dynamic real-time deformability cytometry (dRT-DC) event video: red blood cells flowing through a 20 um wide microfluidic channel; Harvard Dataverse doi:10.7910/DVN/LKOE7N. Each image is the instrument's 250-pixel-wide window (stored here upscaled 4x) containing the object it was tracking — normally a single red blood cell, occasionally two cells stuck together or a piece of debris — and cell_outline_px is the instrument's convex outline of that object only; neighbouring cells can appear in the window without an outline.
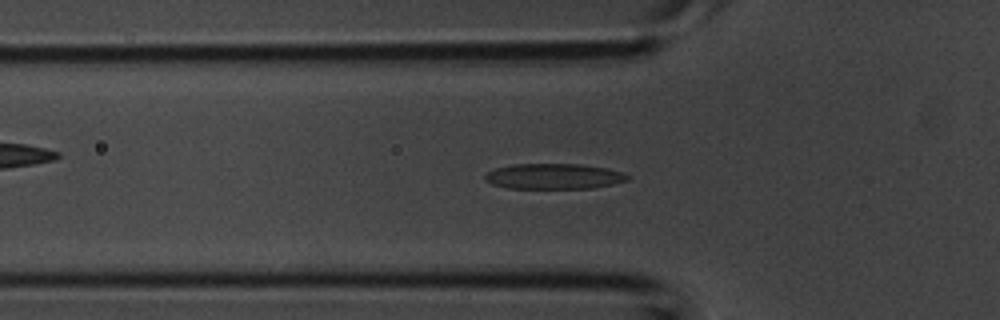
{"species": "common noctule bat (a hibernating species)", "species_latin": "Nyctalus noctula", "temperature_condition": "room temperature", "stored_images_in_passage": 42, "camera_frame_rate_fps": 3000, "um_per_image_px": 0.085, "animal": {"sex": "male", "body_mass_g": 20.1, "forearm_length_mm": 53.5}, "frame": {"image": 1, "passage_image": 13, "time_ms": 4.0, "image_size_px": [1000, 320], "cell_outline_px": [[628, 180], [612, 184], [592, 188], [508, 188], [492, 184], [484, 180], [484, 176], [488, 172], [496, 168], [512, 164], [580, 164], [608, 168], [620, 172], [628, 176]], "centroid_in_image_um": [47.04, 14.98], "position_along_channel_um": 78.8, "area_um2": 21.04}}
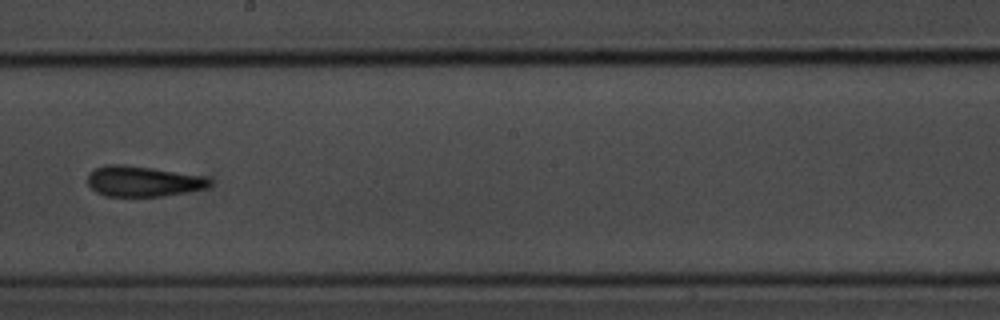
{"frame": {"image": 2, "passage_image": 23, "time_ms": 7.333, "image_size_px": [1000, 320], "cell_outline_px": [[212, 184], [208, 188], [188, 192], [164, 196], [104, 196], [96, 192], [88, 184], [88, 172], [104, 164], [124, 164], [152, 168], [200, 176], [212, 180]], "centroid_in_image_um": [12.13, 15.41], "position_along_channel_um": 236.1, "area_um2": 21.73}}
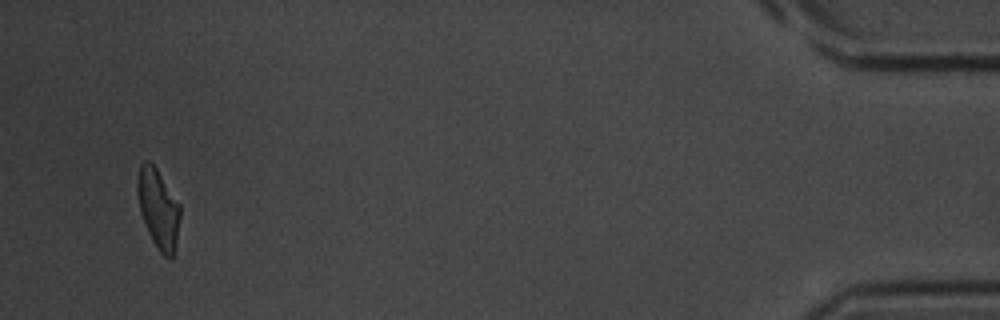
{"frame": {"image": 3, "passage_image": 40, "time_ms": 13.0, "image_size_px": [1000, 320], "cell_outline_px": [[180, 216], [176, 248], [172, 260], [168, 260], [160, 252], [152, 240], [148, 232], [140, 212], [136, 188], [136, 180], [140, 164], [144, 160], [148, 160], [156, 168], [180, 204]], "centroid_in_image_um": [13.45, 17.75], "position_along_channel_um": 421.7, "area_um2": 20.0}}